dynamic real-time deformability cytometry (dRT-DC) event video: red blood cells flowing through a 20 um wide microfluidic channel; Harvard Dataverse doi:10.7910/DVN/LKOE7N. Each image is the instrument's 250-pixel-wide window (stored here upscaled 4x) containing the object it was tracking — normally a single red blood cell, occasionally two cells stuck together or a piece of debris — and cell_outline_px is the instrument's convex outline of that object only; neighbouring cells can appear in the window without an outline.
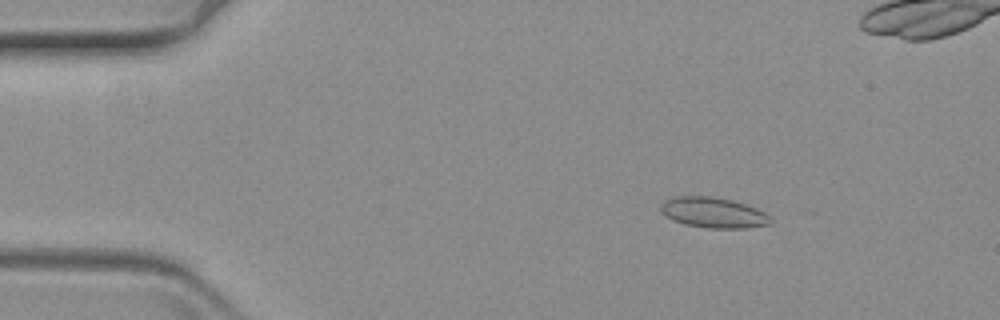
{"species": "common noctule bat (a hibernating species)", "species_latin": "Nyctalus noctula", "temperature_condition": "warm", "stored_images_in_passage": 27, "camera_frame_rate_fps": 3000, "um_per_image_px": 0.085, "animal": {"sex": "female", "body_mass_g": 19.3, "forearm_length_mm": 54.1}, "frame": {"image": 1, "passage_image": 9, "time_ms": 2.667, "image_size_px": [1000, 320], "cell_outline_px": [[772, 220], [768, 224], [748, 228], [708, 228], [684, 224], [672, 220], [664, 216], [660, 212], [660, 204], [664, 200], [676, 196], [712, 196], [732, 200], [756, 208], [772, 216]], "centroid_in_image_um": [60.6, 18.07], "position_along_channel_um": 24.4, "area_um2": 19.71}}
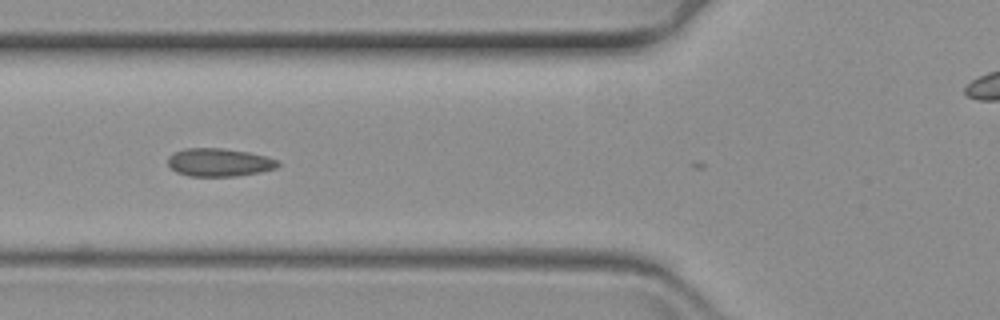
{"frame": {"image": 2, "passage_image": 23, "time_ms": 7.333, "image_size_px": [1000, 320], "cell_outline_px": [[280, 164], [276, 168], [260, 172], [236, 176], [188, 176], [176, 172], [168, 164], [168, 156], [172, 152], [184, 148], [220, 148], [248, 152], [268, 156], [280, 160]], "centroid_in_image_um": [18.63, 13.79], "position_along_channel_um": 107.2, "area_um2": 18.21}}
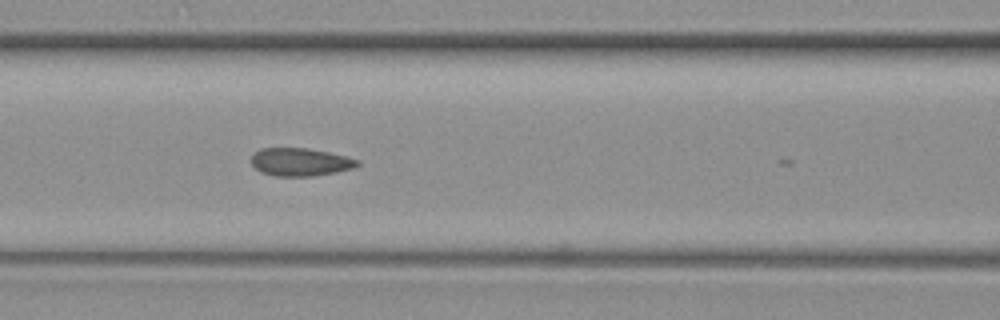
{"frame": {"image": 3, "passage_image": 26, "time_ms": 8.333, "image_size_px": [1000, 320], "cell_outline_px": [[360, 164], [356, 168], [336, 172], [312, 176], [272, 176], [260, 172], [252, 164], [252, 156], [260, 148], [308, 148], [348, 156], [360, 160]], "centroid_in_image_um": [25.57, 13.77], "position_along_channel_um": 141.0, "area_um2": 17.46}}